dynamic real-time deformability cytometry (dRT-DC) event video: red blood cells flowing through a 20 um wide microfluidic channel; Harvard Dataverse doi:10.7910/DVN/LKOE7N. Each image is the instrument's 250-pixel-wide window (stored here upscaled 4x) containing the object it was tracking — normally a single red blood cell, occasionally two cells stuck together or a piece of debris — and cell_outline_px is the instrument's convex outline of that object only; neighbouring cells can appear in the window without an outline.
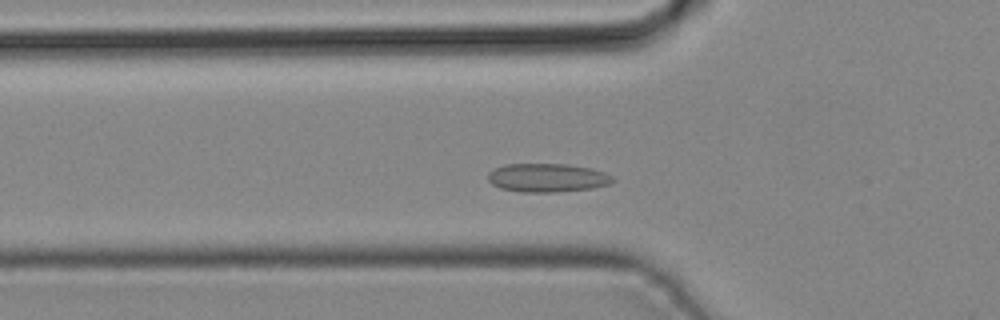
{"species": "common noctule bat (a hibernating species)", "species_latin": "Nyctalus noctula", "temperature_condition": "cold", "stored_images_in_passage": 28, "camera_frame_rate_fps": 3000, "um_per_image_px": 0.085, "animal": {"sex": "male", "body_mass_g": 19.2, "forearm_length_mm": 51.8}, "frame": {"image": 1, "passage_image": 5, "time_ms": 1.333, "image_size_px": [1000, 320], "cell_outline_px": [[616, 180], [612, 184], [592, 188], [556, 192], [524, 192], [500, 188], [492, 184], [488, 180], [488, 172], [504, 164], [568, 164], [592, 168], [604, 172], [612, 176]], "centroid_in_image_um": [46.55, 15.11], "position_along_channel_um": 79.2, "area_um2": 20.92}}
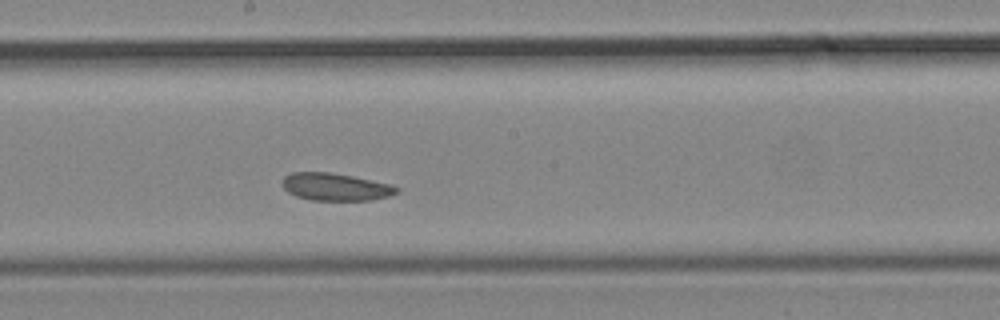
{"frame": {"image": 2, "passage_image": 14, "time_ms": 4.333, "image_size_px": [1000, 320], "cell_outline_px": [[400, 192], [388, 196], [372, 200], [312, 200], [296, 196], [288, 192], [280, 184], [284, 176], [292, 172], [328, 172], [352, 176], [392, 184], [400, 188]], "centroid_in_image_um": [28.52, 15.88], "position_along_channel_um": 219.7, "area_um2": 18.44}}
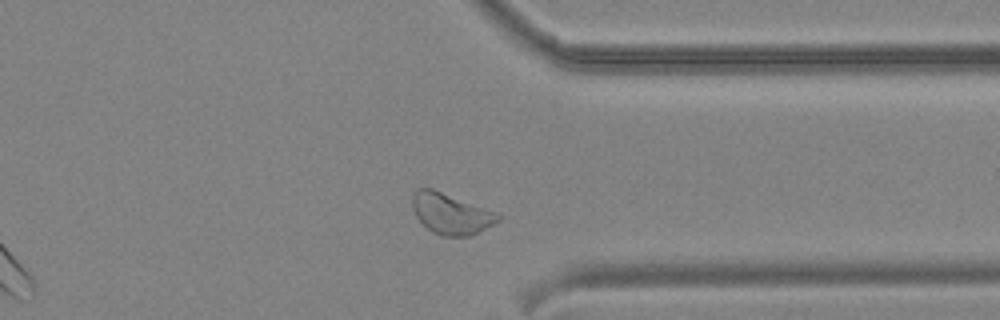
{"frame": {"image": 3, "passage_image": 24, "time_ms": 7.667, "image_size_px": [1000, 320], "cell_outline_px": [[500, 220], [468, 236], [444, 236], [432, 232], [416, 216], [412, 208], [412, 196], [416, 188], [432, 188], [492, 212], [500, 216]], "centroid_in_image_um": [38.24, 18.16], "position_along_channel_um": 373.2, "area_um2": 19.59}}